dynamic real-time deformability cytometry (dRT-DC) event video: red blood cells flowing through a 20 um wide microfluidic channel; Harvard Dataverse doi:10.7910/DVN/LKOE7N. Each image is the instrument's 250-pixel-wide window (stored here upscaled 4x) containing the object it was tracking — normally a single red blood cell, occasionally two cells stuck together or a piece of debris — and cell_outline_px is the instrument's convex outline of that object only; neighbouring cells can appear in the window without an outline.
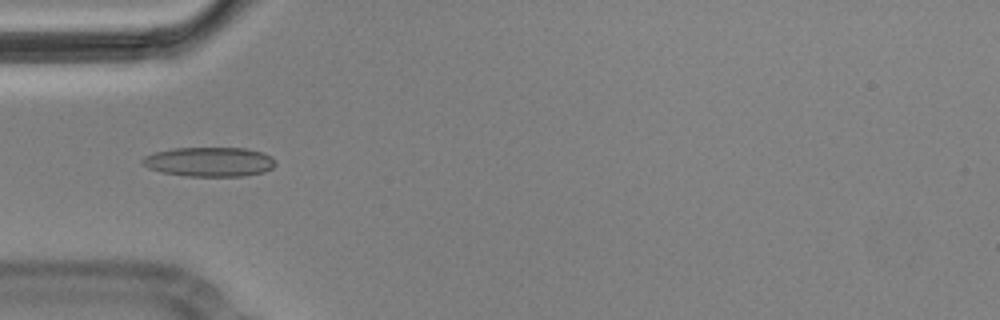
{"species": "Egyptian fruit bat (a non-hibernating species)", "species_latin": "Rousettus aegyptiacus", "temperature_condition": "cold", "stored_images_in_passage": 13, "camera_frame_rate_fps": 3000, "um_per_image_px": 0.085, "animal": {"sex": "male"}, "frame": {"image": 1, "passage_image": 3, "time_ms": 0.667, "image_size_px": [1000, 320], "cell_outline_px": [[276, 164], [272, 168], [264, 172], [244, 176], [184, 176], [160, 172], [148, 168], [140, 164], [140, 160], [144, 156], [156, 152], [172, 148], [248, 148], [264, 152]], "centroid_in_image_um": [17.75, 13.76], "position_along_channel_um": 67.2, "area_um2": 23.0}}